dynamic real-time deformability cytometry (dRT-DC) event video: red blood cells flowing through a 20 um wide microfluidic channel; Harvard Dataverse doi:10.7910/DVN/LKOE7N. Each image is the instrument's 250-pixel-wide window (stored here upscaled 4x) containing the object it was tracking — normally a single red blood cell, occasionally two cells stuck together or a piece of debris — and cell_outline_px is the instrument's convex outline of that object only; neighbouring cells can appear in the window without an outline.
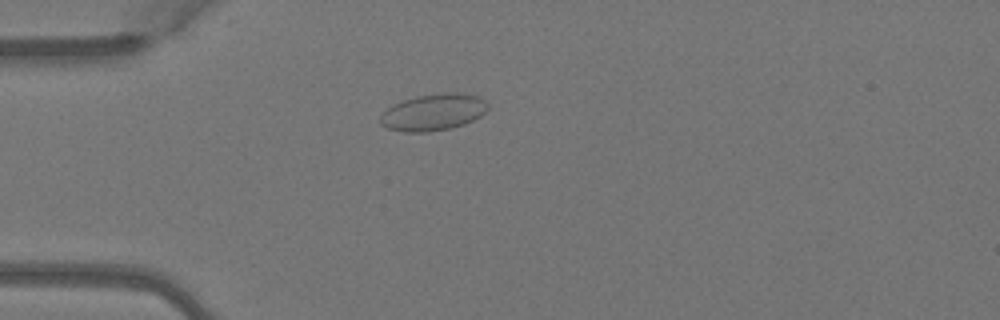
{"species": "Egyptian fruit bat (a non-hibernating species)", "species_latin": "Rousettus aegyptiacus", "temperature_condition": "warm", "stored_images_in_passage": 1, "camera_frame_rate_fps": 3000, "um_per_image_px": 0.085, "animal": {"sex": "female"}, "frame": {"image": 1, "passage_image": 1, "time_ms": 0.0, "image_size_px": [1000, 320], "cell_outline_px": [[488, 108], [480, 116], [464, 124], [452, 128], [428, 132], [404, 132], [388, 128], [380, 124], [380, 116], [392, 104], [416, 96], [444, 92], [456, 92], [480, 96], [488, 104]], "centroid_in_image_um": [36.84, 9.53], "position_along_channel_um": 48.2, "area_um2": 23.06}}